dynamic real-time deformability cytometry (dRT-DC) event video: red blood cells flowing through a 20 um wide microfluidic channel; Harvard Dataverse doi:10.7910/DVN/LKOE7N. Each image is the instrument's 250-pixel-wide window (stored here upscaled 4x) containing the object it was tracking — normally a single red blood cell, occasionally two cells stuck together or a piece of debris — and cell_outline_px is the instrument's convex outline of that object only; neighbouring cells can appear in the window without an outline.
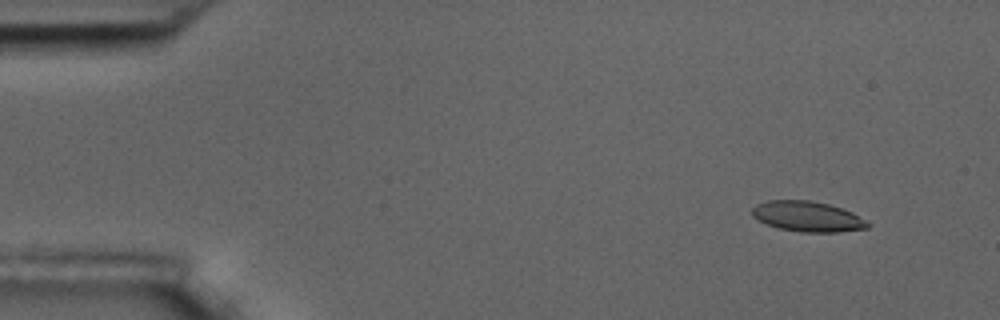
{"species": "common noctule bat (a hibernating species)", "species_latin": "Nyctalus noctula", "temperature_condition": "room temperature", "stored_images_in_passage": 53, "camera_frame_rate_fps": 3000, "um_per_image_px": 0.085, "animal": {"sex": "male", "body_mass_g": 17.5, "forearm_length_mm": 52.3}, "frame": {"image": 1, "passage_image": 2, "time_ms": 0.333, "image_size_px": [1000, 320], "cell_outline_px": [[872, 224], [868, 228], [840, 232], [804, 232], [776, 228], [752, 216], [752, 208], [756, 204], [768, 200], [808, 200], [828, 204], [852, 212]], "centroid_in_image_um": [68.65, 18.4], "position_along_channel_um": 16.4, "area_um2": 20.4}}
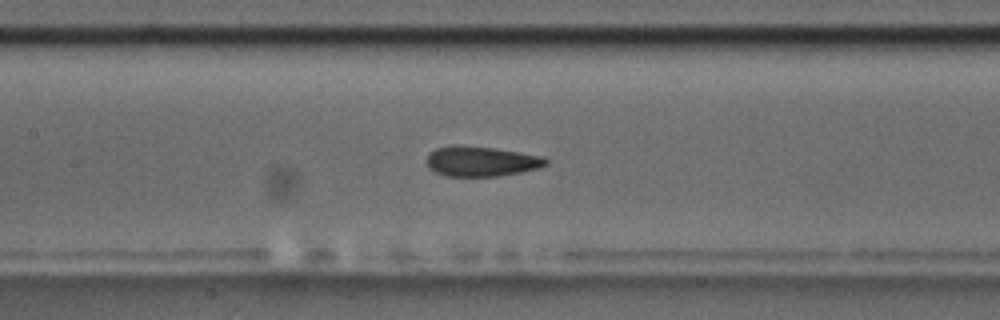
{"frame": {"image": 2, "passage_image": 23, "time_ms": 7.333, "image_size_px": [1000, 320], "cell_outline_px": [[548, 164], [540, 168], [520, 172], [496, 176], [448, 176], [436, 172], [428, 168], [428, 152], [436, 148], [452, 144], [496, 148], [540, 156], [548, 160]], "centroid_in_image_um": [40.88, 13.7], "position_along_channel_um": 166.5, "area_um2": 20.87}}
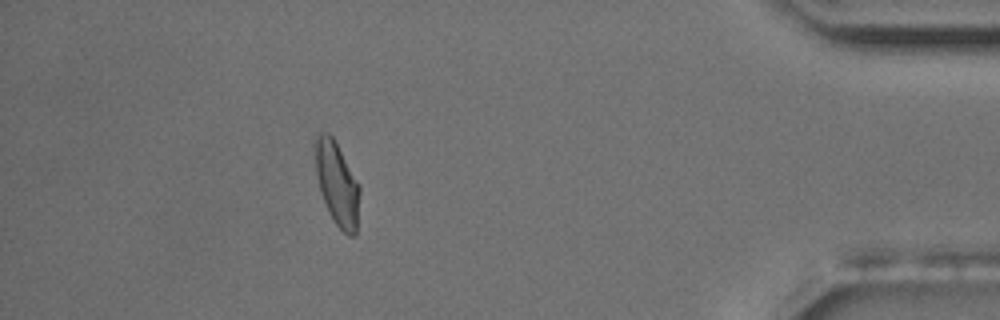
{"frame": {"image": 3, "passage_image": 47, "time_ms": 15.333, "image_size_px": [1000, 320], "cell_outline_px": [[360, 192], [356, 232], [352, 236], [348, 236], [336, 224], [320, 192], [316, 176], [312, 148], [312, 140], [316, 132], [328, 132], [332, 136], [360, 184]], "centroid_in_image_um": [28.6, 15.5], "position_along_channel_um": 406.6, "area_um2": 22.08}, "authors_computed_cell_mechanics": {"area_um2": 20.9814, "velocity_mm_per_s": 3.6214, "shape_relaxation_time_tau1_ms": 8.2369, "shape_relaxation_time_tau2_ms": 1.3689, "deformation_change_tau1": 0.1742, "deformation_change_tau2": 0.0625}}